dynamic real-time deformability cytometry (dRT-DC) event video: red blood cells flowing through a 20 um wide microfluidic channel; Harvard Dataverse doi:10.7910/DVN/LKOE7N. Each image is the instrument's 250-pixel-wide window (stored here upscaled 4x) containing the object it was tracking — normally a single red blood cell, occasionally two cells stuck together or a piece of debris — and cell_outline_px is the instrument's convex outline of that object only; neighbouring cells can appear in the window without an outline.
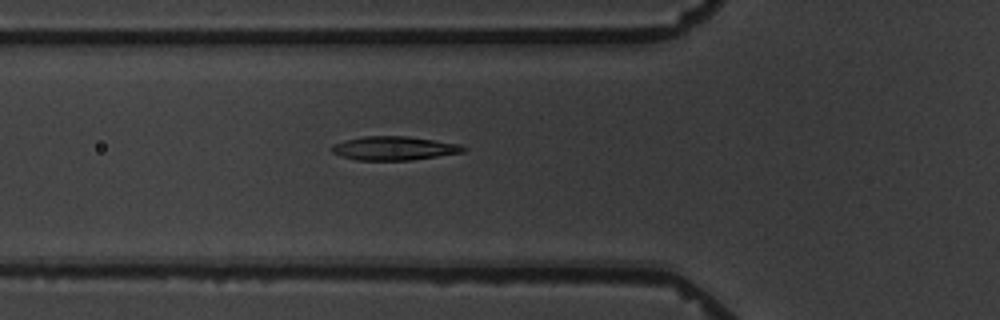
{"species": "common noctule bat (a hibernating species)", "species_latin": "Nyctalus noctula", "temperature_condition": "warm", "stored_images_in_passage": 5, "camera_frame_rate_fps": 3000, "um_per_image_px": 0.085, "animal": {"sex": "male", "body_mass_g": 19.5, "forearm_length_mm": 54.6}, "frame": {"image": 1, "passage_image": 5, "time_ms": 4.667, "image_size_px": [1000, 320], "cell_outline_px": [[468, 148], [464, 152], [412, 160], [356, 160], [340, 156], [332, 152], [328, 148], [332, 144], [344, 140], [364, 136], [408, 136], [460, 144]], "centroid_in_image_um": [33.46, 12.6], "position_along_channel_um": 92.3, "area_um2": 18.44}}